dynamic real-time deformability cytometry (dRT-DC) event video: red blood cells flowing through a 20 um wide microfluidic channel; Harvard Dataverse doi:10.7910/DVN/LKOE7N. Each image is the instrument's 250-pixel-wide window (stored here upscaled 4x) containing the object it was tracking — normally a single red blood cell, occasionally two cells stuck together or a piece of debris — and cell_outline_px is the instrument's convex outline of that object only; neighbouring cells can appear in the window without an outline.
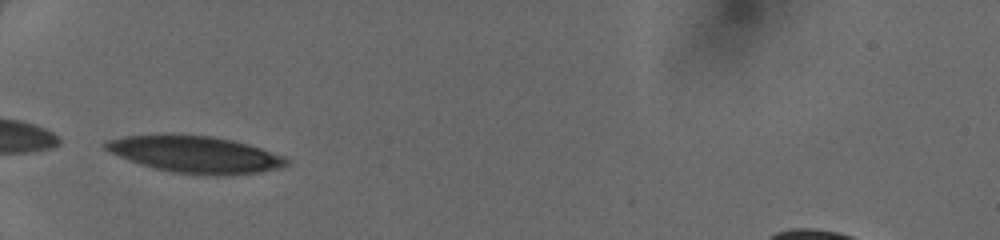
{"species": "human", "species_latin": "Homo sapiens", "temperature_condition": "cold", "stored_images_in_passage": 27, "camera_frame_rate_fps": 3000, "um_per_image_px": 0.085, "donor": {"sex": "female"}, "frame": {"image": 1, "passage_image": 1, "time_ms": 0.0, "image_size_px": [1000, 240], "cell_outline_px": [[288, 164], [280, 168], [260, 172], [224, 176], [216, 176], [172, 172], [152, 168], [140, 164], [120, 156], [104, 148], [100, 144], [104, 140], [124, 136], [212, 136], [248, 144], [284, 156], [288, 160]], "centroid_in_image_um": [16.61, 13.15], "position_along_channel_um": 68.4, "area_um2": 38.26}}
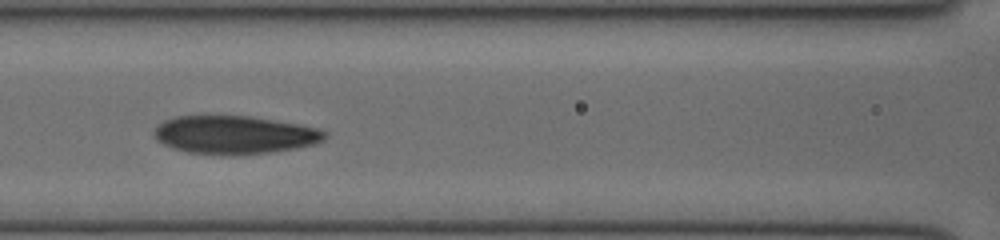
{"frame": {"image": 2, "passage_image": 7, "time_ms": 2.0, "image_size_px": [1000, 240], "cell_outline_px": [[328, 136], [324, 140], [316, 144], [276, 152], [236, 156], [224, 156], [188, 152], [172, 148], [156, 140], [152, 136], [152, 132], [164, 120], [176, 116], [248, 116], [320, 128], [328, 132]], "centroid_in_image_um": [19.95, 11.49], "position_along_channel_um": 146.6, "area_um2": 38.55}}
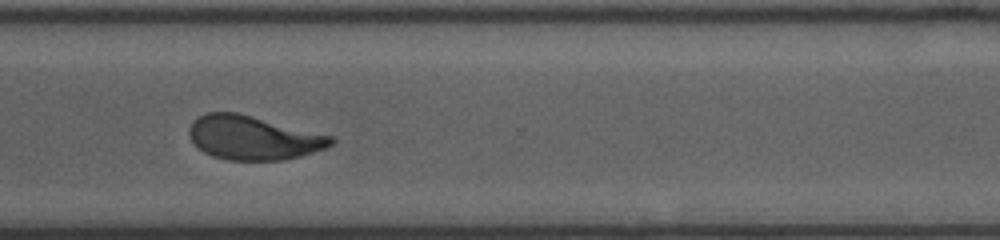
{"frame": {"image": 3, "passage_image": 21, "time_ms": 6.667, "image_size_px": [1000, 240], "cell_outline_px": [[336, 140], [332, 144], [324, 148], [300, 156], [280, 160], [228, 160], [212, 156], [204, 152], [192, 140], [188, 132], [188, 128], [200, 116], [208, 112], [236, 112], [332, 136]], "centroid_in_image_um": [21.51, 11.71], "position_along_channel_um": 349.1, "area_um2": 35.78}}